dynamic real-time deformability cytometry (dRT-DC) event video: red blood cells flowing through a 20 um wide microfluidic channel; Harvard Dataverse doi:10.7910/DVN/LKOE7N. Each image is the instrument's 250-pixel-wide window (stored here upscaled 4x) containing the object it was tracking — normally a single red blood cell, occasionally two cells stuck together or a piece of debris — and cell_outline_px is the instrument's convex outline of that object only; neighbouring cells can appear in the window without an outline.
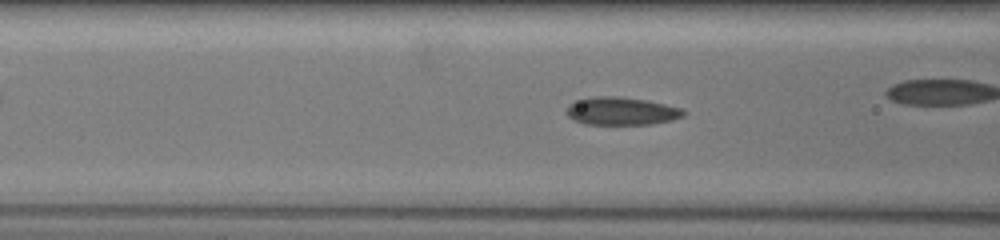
{"species": "common noctule bat (a hibernating species)", "species_latin": "Nyctalus noctula", "temperature_condition": "warm", "stored_images_in_passage": 43, "camera_frame_rate_fps": 3000, "um_per_image_px": 0.085, "animal": {"sex": "female", "body_mass_g": 19.5, "forearm_length_mm": 54.1}, "frame": {"image": 1, "passage_image": 7, "time_ms": 1.667, "image_size_px": [1000, 240], "cell_outline_px": [[688, 112], [684, 116], [672, 120], [652, 124], [584, 124], [568, 116], [568, 108], [576, 100], [596, 96], [612, 96], [644, 100], [664, 104], [680, 108]], "centroid_in_image_um": [52.87, 9.45], "position_along_channel_um": 113.7, "area_um2": 18.67}}